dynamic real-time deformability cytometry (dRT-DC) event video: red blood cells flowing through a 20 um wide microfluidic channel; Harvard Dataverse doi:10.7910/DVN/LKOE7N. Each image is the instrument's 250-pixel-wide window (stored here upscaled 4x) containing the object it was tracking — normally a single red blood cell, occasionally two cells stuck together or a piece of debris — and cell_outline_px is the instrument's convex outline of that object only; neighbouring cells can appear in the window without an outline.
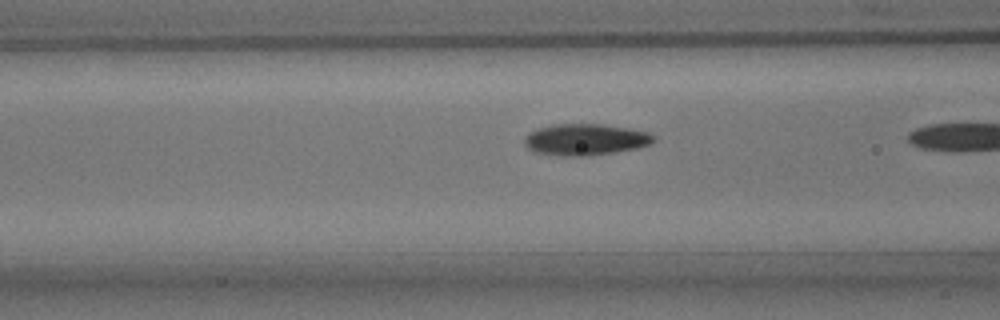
{"species": "common noctule bat (a hibernating species)", "species_latin": "Nyctalus noctula", "temperature_condition": "room temperature", "stored_images_in_passage": 17, "camera_frame_rate_fps": 3000, "um_per_image_px": 0.085, "animal": {"sex": "male", "body_mass_g": 15.6}, "frame": {"image": 1, "passage_image": 16, "time_ms": 5.0, "image_size_px": [1000, 320], "cell_outline_px": [[656, 140], [652, 144], [636, 148], [616, 152], [588, 156], [568, 156], [536, 152], [528, 148], [524, 144], [524, 136], [528, 132], [536, 128], [552, 124], [604, 124], [628, 128], [648, 132], [656, 136]], "centroid_in_image_um": [49.77, 11.85], "position_along_channel_um": 116.8, "area_um2": 23.93}}